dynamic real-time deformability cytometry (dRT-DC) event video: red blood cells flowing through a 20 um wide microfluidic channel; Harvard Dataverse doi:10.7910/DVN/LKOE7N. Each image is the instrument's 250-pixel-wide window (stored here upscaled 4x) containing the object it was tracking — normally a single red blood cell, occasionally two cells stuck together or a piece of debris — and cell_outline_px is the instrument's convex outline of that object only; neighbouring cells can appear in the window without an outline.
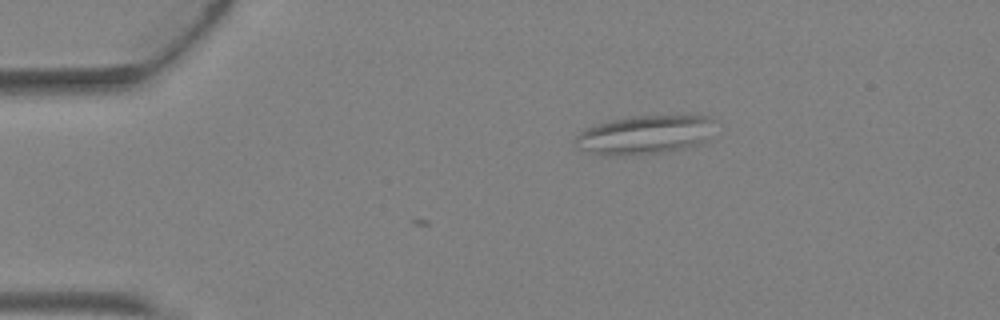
{"species": "Egyptian fruit bat (a non-hibernating species)", "species_latin": "Rousettus aegyptiacus", "temperature_condition": "warm", "stored_images_in_passage": 3, "camera_frame_rate_fps": 3000, "um_per_image_px": 0.085, "animal": {"sex": "female"}, "frame": {"image": 1, "passage_image": 2, "time_ms": 0.333, "image_size_px": [1000, 320], "cell_outline_px": [[712, 120], [704, 140], [696, 144], [684, 148], [664, 152], [624, 156], [604, 156], [580, 148], [576, 140], [576, 136], [580, 132], [588, 128], [612, 120], [632, 116], [708, 116]], "centroid_in_image_um": [54.74, 11.47], "position_along_channel_um": 30.3, "area_um2": 30.58}}